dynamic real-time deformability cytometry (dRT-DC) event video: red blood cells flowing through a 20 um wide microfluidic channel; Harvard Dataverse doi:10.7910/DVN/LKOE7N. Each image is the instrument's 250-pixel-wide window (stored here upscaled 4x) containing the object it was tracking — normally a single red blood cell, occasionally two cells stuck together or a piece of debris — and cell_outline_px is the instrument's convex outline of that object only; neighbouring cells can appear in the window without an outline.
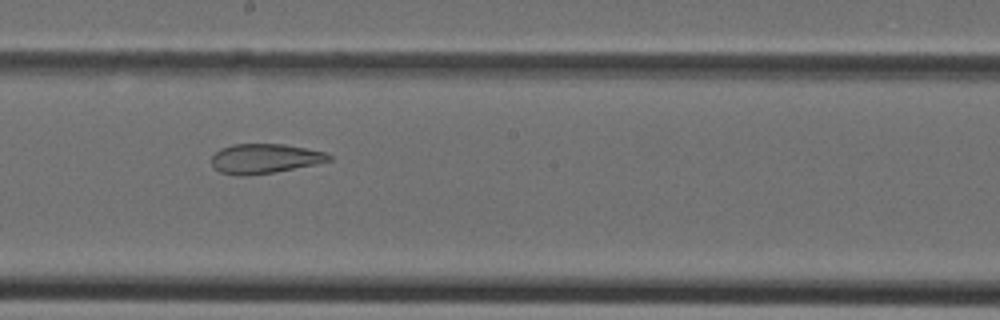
{"species": "Egyptian fruit bat (a non-hibernating species)", "species_latin": "Rousettus aegyptiacus", "temperature_condition": "cold", "stored_images_in_passage": 39, "camera_frame_rate_fps": 3000, "um_per_image_px": 0.085, "animal": {"sex": "female"}, "frame": {"image": 1, "passage_image": 22, "time_ms": 7.0, "image_size_px": [1000, 320], "cell_outline_px": [[332, 160], [316, 164], [276, 172], [244, 176], [240, 176], [220, 172], [212, 164], [212, 156], [220, 148], [232, 144], [284, 144], [324, 152], [332, 156]], "centroid_in_image_um": [22.5, 13.48], "position_along_channel_um": 225.7, "area_um2": 20.23}}
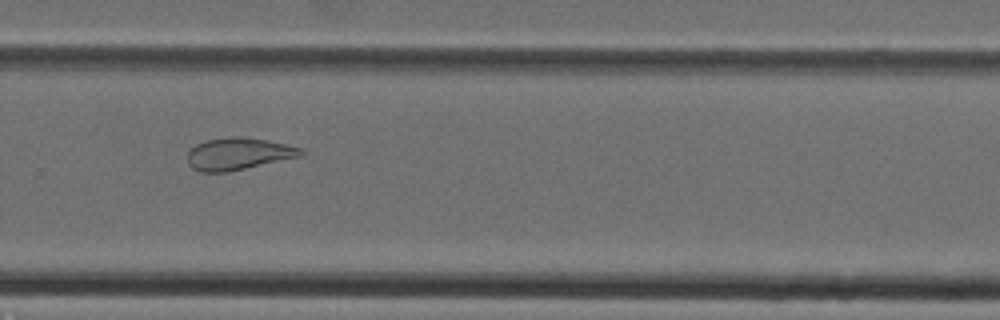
{"frame": {"image": 2, "passage_image": 27, "time_ms": 8.667, "image_size_px": [1000, 320], "cell_outline_px": [[304, 156], [228, 172], [200, 172], [192, 168], [188, 164], [188, 152], [196, 144], [208, 140], [264, 140], [284, 144], [300, 148], [304, 152]], "centroid_in_image_um": [20.27, 13.15], "position_along_channel_um": 309.5, "area_um2": 20.23}}
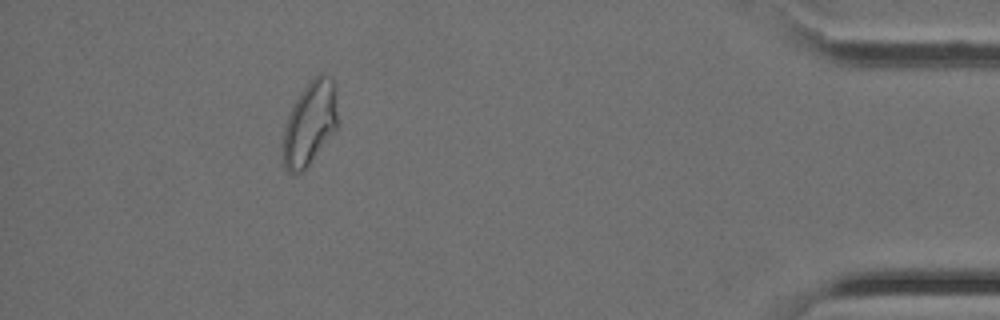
{"frame": {"image": 3, "passage_image": 36, "time_ms": 11.667, "image_size_px": [1000, 320], "cell_outline_px": [[336, 128], [304, 172], [296, 176], [288, 172], [284, 168], [280, 152], [280, 144], [284, 128], [292, 104], [308, 80], [320, 72], [328, 76], [336, 84]], "centroid_in_image_um": [26.26, 10.52], "position_along_channel_um": 408.9, "area_um2": 27.57}}